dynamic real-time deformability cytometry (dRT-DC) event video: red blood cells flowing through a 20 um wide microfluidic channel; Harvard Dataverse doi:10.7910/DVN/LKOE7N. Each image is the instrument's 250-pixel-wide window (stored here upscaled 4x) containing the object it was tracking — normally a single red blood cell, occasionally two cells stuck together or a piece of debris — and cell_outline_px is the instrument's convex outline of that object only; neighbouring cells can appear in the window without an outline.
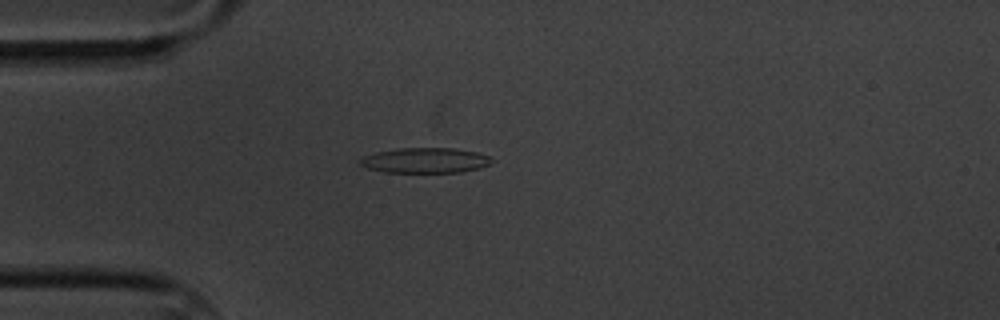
{"species": "common noctule bat (a hibernating species)", "species_latin": "Nyctalus noctula", "temperature_condition": "cold", "stored_images_in_passage": 13, "camera_frame_rate_fps": 3000, "um_per_image_px": 0.085, "animal": {"sex": "male", "body_mass_g": 20.1, "forearm_length_mm": 53.5}, "frame": {"image": 1, "passage_image": 5, "time_ms": 4.667, "image_size_px": [1000, 320], "cell_outline_px": [[492, 160], [488, 164], [480, 168], [460, 172], [384, 172], [368, 168], [360, 164], [360, 160], [364, 156], [376, 152], [400, 148], [456, 148], [476, 152], [488, 156]], "centroid_in_image_um": [36.14, 13.63], "position_along_channel_um": 48.9, "area_um2": 19.13}}
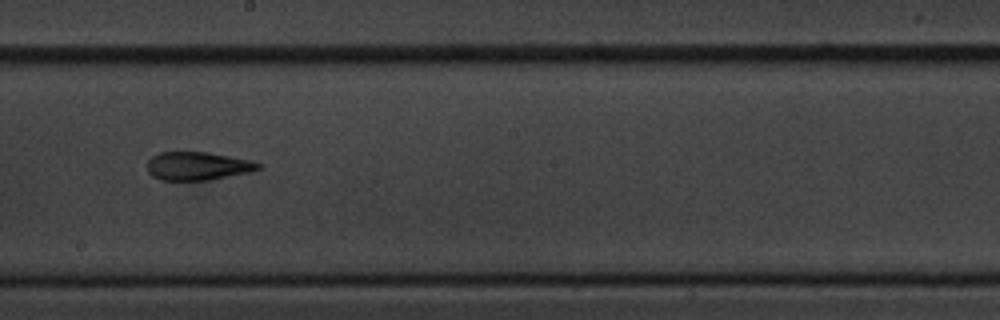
{"frame": {"image": 2, "passage_image": 10, "time_ms": 10.333, "image_size_px": [1000, 320], "cell_outline_px": [[260, 168], [248, 172], [208, 180], [160, 180], [152, 176], [148, 172], [148, 160], [152, 156], [160, 152], [208, 152], [252, 160], [260, 164]], "centroid_in_image_um": [16.77, 14.1], "position_along_channel_um": 231.4, "area_um2": 18.21}}
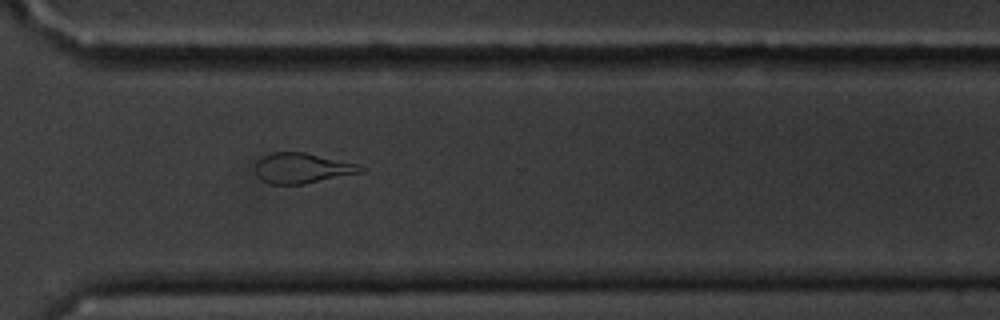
{"frame": {"image": 3, "passage_image": 13, "time_ms": 13.667, "image_size_px": [1000, 320], "cell_outline_px": [[364, 172], [304, 184], [272, 184], [264, 180], [256, 172], [256, 164], [264, 156], [272, 152], [304, 152], [356, 164], [364, 168]], "centroid_in_image_um": [25.71, 14.29], "position_along_channel_um": 344.9, "area_um2": 18.15}}